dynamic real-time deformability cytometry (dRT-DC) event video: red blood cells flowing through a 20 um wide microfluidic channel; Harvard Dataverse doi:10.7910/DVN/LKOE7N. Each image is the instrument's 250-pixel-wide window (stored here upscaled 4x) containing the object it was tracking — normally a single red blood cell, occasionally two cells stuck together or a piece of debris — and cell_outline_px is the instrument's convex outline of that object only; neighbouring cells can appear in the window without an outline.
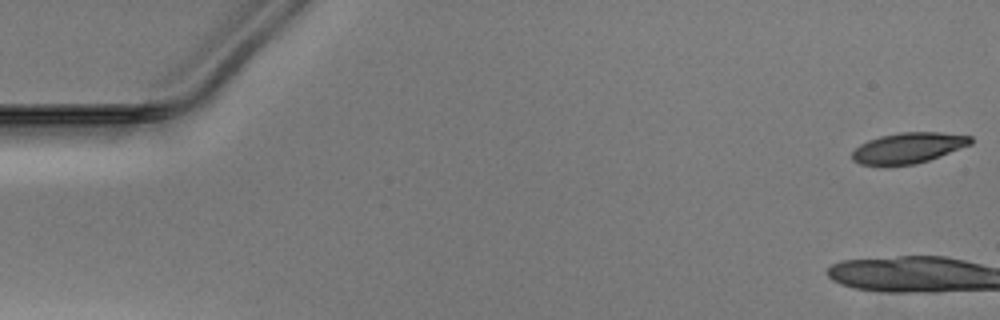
{"species": "Egyptian fruit bat (a non-hibernating species)", "species_latin": "Rousettus aegyptiacus", "temperature_condition": "warm", "stored_images_in_passage": 12, "camera_frame_rate_fps": 3000, "um_per_image_px": 0.085, "animal": {"sex": "male"}, "frame": {"image": 1, "passage_image": 1, "time_ms": 0.0, "image_size_px": [1000, 320], "cell_outline_px": [[972, 144], [940, 156], [916, 164], [860, 164], [852, 160], [852, 152], [860, 144], [868, 140], [880, 136], [900, 132], [940, 132], [972, 136]], "centroid_in_image_um": [77.23, 12.55], "position_along_channel_um": 7.8, "area_um2": 20.92}}